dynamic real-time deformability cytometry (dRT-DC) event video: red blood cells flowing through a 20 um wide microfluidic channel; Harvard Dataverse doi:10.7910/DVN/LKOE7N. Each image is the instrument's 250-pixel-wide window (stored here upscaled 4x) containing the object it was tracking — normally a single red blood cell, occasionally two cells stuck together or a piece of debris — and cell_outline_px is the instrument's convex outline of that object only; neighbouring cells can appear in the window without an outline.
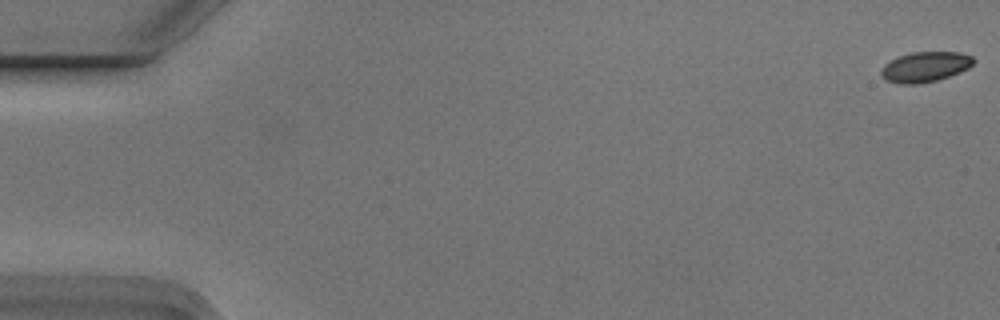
{"species": "Egyptian fruit bat (a non-hibernating species)", "species_latin": "Rousettus aegyptiacus", "temperature_condition": "cold", "stored_images_in_passage": 5, "camera_frame_rate_fps": 3000, "um_per_image_px": 0.085, "animal": {"sex": "male"}, "frame": {"image": 1, "passage_image": 1, "time_ms": 0.0, "image_size_px": [1000, 320], "cell_outline_px": [[976, 60], [968, 68], [960, 72], [936, 80], [916, 84], [900, 84], [888, 80], [880, 76], [880, 72], [884, 64], [900, 56], [912, 52], [960, 52], [972, 56]], "centroid_in_image_um": [78.64, 5.68], "position_along_channel_um": 6.4, "area_um2": 16.13}}